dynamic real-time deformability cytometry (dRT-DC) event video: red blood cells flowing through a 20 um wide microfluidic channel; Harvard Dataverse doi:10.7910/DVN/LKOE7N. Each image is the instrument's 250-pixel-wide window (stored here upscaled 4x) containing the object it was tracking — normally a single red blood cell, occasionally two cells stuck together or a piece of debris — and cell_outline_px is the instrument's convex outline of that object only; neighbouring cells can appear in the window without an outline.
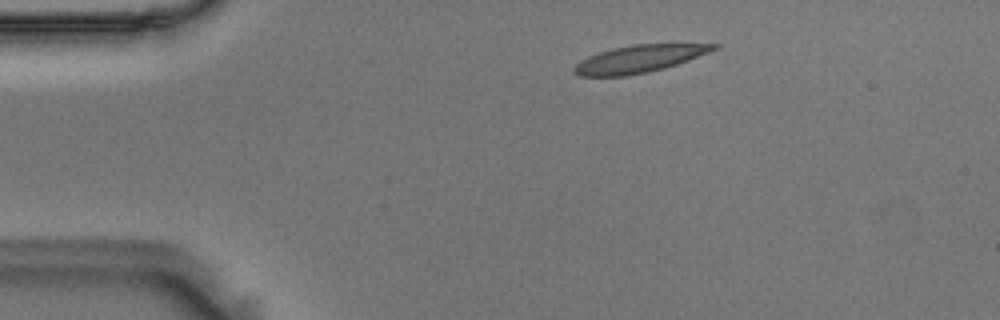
{"species": "Egyptian fruit bat (a non-hibernating species)", "species_latin": "Rousettus aegyptiacus", "temperature_condition": "room temperature", "stored_images_in_passage": 48, "camera_frame_rate_fps": 3000, "um_per_image_px": 0.085, "animal": {"sex": "male"}, "frame": {"image": 1, "passage_image": 2, "time_ms": 0.333, "image_size_px": [1000, 320], "cell_outline_px": [[720, 48], [688, 60], [664, 68], [648, 72], [628, 76], [580, 76], [572, 72], [572, 68], [580, 60], [588, 56], [612, 48], [632, 44], [720, 44]], "centroid_in_image_um": [54.3, 5.01], "position_along_channel_um": 30.7, "area_um2": 22.31}}
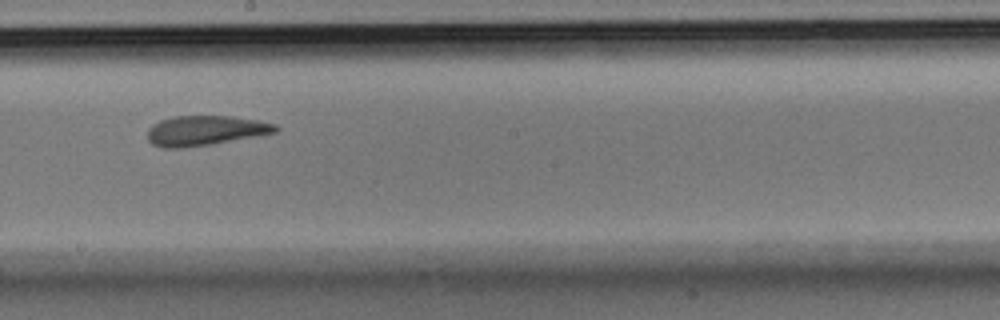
{"frame": {"image": 2, "passage_image": 23, "time_ms": 7.333, "image_size_px": [1000, 320], "cell_outline_px": [[280, 128], [276, 132], [212, 144], [184, 148], [164, 148], [152, 144], [148, 140], [148, 128], [152, 124], [160, 120], [176, 116], [232, 116], [260, 120], [276, 124]], "centroid_in_image_um": [17.44, 11.09], "position_along_channel_um": 230.8, "area_um2": 22.37}}
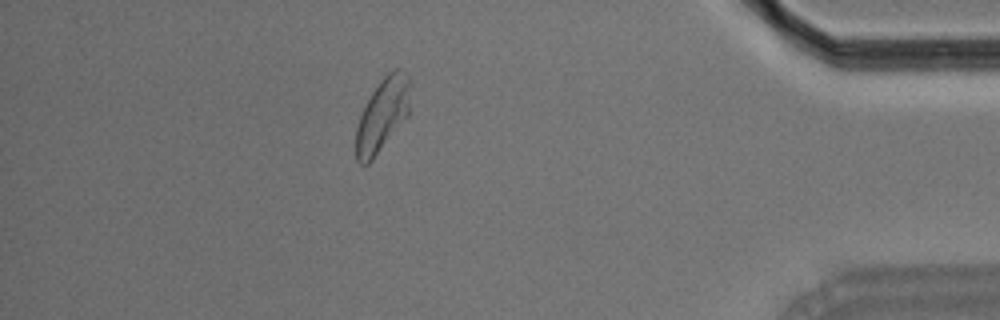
{"frame": {"image": 3, "passage_image": 41, "time_ms": 13.333, "image_size_px": [1000, 320], "cell_outline_px": [[408, 116], [372, 160], [368, 164], [360, 164], [356, 160], [356, 128], [360, 116], [372, 92], [380, 80], [388, 72], [396, 68], [400, 68], [408, 76]], "centroid_in_image_um": [32.48, 9.78], "position_along_channel_um": 402.7, "area_um2": 22.66}, "authors_computed_cell_mechanics": {"area_um2": 22.7154, "velocity_mm_per_s": 3.5792, "shape_relaxation_time_tau1_ms": 10.1885, "shape_relaxation_time_tau2_ms": 1.5504, "deformation_change_tau1": 0.2404, "deformation_change_tau2": 0.0924}}